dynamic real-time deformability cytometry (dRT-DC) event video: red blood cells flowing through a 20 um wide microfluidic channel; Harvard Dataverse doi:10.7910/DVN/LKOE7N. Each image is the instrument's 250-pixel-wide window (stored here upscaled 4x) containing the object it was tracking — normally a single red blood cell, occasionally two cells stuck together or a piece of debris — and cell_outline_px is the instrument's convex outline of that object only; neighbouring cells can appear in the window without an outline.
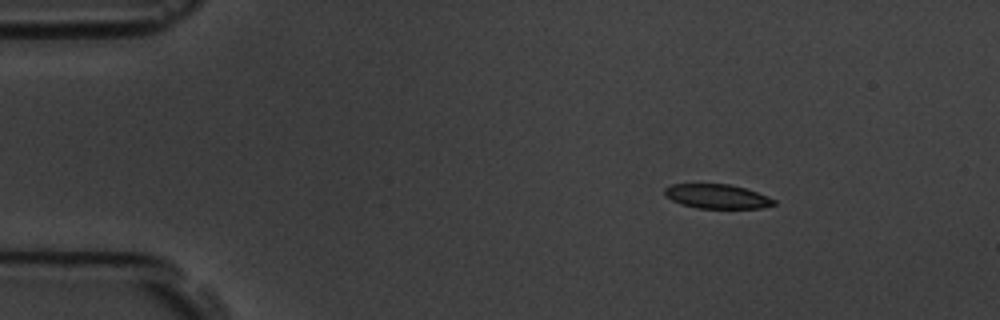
{"species": "common noctule bat (a hibernating species)", "species_latin": "Nyctalus noctula", "temperature_condition": "room temperature", "stored_images_in_passage": 6, "camera_frame_rate_fps": 3000, "um_per_image_px": 0.085, "animal": {"sex": "male", "body_mass_g": 19.5, "forearm_length_mm": 54.6}, "frame": {"image": 1, "passage_image": 2, "time_ms": 1.333, "image_size_px": [1000, 320], "cell_outline_px": [[776, 204], [760, 208], [696, 208], [680, 204], [664, 196], [664, 188], [672, 184], [728, 184], [744, 188], [756, 192], [776, 200]], "centroid_in_image_um": [60.9, 16.69], "position_along_channel_um": 24.1, "area_um2": 15.43}}
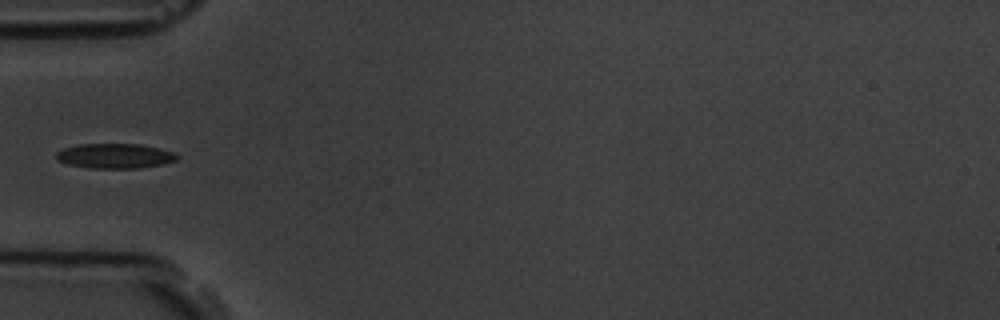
{"frame": {"image": 2, "passage_image": 5, "time_ms": 4.667, "image_size_px": [1000, 320], "cell_outline_px": [[180, 156], [176, 160], [164, 164], [136, 168], [88, 168], [68, 164], [56, 160], [56, 152], [64, 148], [76, 144], [140, 144], [160, 148], [176, 152]], "centroid_in_image_um": [9.78, 13.25], "position_along_channel_um": 75.2, "area_um2": 17.69}}
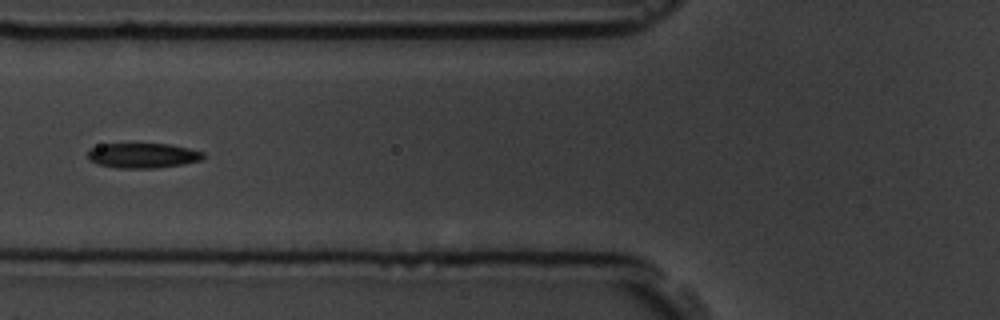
{"frame": {"image": 3, "passage_image": 6, "time_ms": 5.667, "image_size_px": [1000, 320], "cell_outline_px": [[204, 156], [200, 160], [184, 164], [156, 168], [116, 168], [96, 164], [88, 160], [88, 148], [100, 144], [168, 144], [188, 148], [204, 152]], "centroid_in_image_um": [12.08, 13.22], "position_along_channel_um": 113.7, "area_um2": 16.94}}